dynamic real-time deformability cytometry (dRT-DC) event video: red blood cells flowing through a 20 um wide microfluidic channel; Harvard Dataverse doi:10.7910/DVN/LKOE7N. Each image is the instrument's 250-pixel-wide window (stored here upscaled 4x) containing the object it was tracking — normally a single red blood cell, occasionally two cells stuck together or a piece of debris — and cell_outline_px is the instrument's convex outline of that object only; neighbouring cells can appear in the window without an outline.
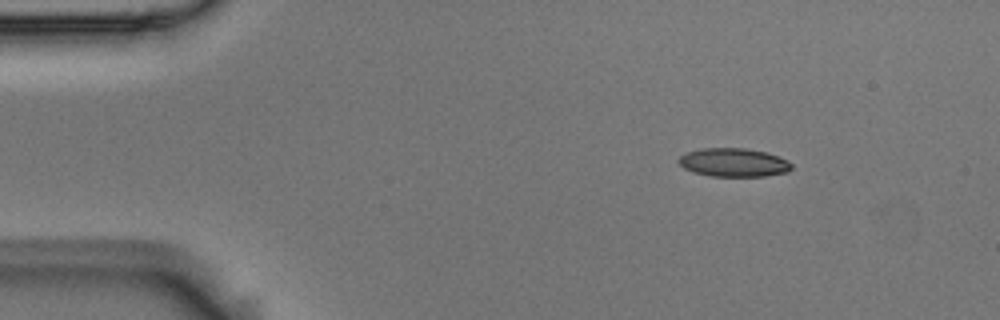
{"species": "Egyptian fruit bat (a non-hibernating species)", "species_latin": "Rousettus aegyptiacus", "temperature_condition": "room temperature", "stored_images_in_passage": 3, "camera_frame_rate_fps": 3000, "um_per_image_px": 0.085, "animal": {"sex": "male"}, "frame": {"image": 1, "passage_image": 1, "time_ms": 0.0, "image_size_px": [1000, 320], "cell_outline_px": [[792, 168], [788, 172], [764, 176], [712, 176], [692, 172], [684, 168], [676, 160], [680, 156], [688, 152], [700, 148], [748, 148], [768, 152], [788, 160], [792, 164]], "centroid_in_image_um": [62.37, 13.8], "position_along_channel_um": 22.6, "area_um2": 18.96}}